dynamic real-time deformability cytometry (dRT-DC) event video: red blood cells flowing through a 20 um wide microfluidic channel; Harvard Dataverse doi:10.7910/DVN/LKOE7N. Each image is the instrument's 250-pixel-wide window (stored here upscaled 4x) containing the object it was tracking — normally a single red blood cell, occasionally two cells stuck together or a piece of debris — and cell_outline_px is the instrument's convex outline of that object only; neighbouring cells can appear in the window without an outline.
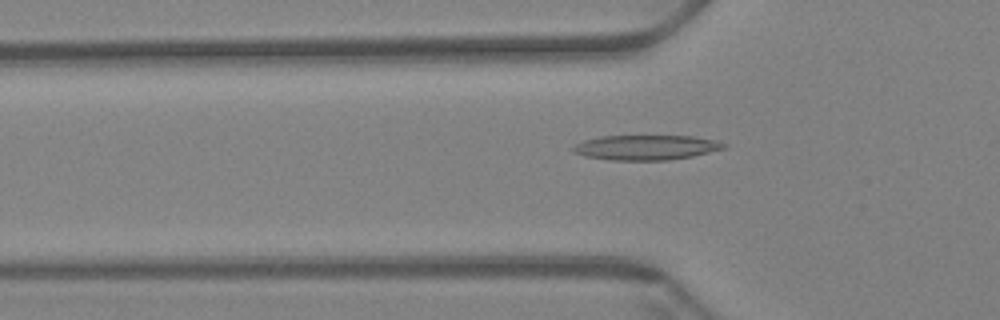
{"species": "Egyptian fruit bat (a non-hibernating species)", "species_latin": "Rousettus aegyptiacus", "temperature_condition": "warm", "stored_images_in_passage": 60, "camera_frame_rate_fps": 3000, "um_per_image_px": 0.085, "animal": {"sex": "female"}, "frame": {"image": 1, "passage_image": 20, "time_ms": 6.333, "image_size_px": [1000, 320], "cell_outline_px": [[728, 148], [692, 156], [668, 160], [608, 160], [584, 156], [572, 152], [572, 148], [576, 144], [584, 140], [600, 136], [692, 136], [716, 140], [728, 144]], "centroid_in_image_um": [54.93, 12.53], "position_along_channel_um": 70.9, "area_um2": 22.02}}
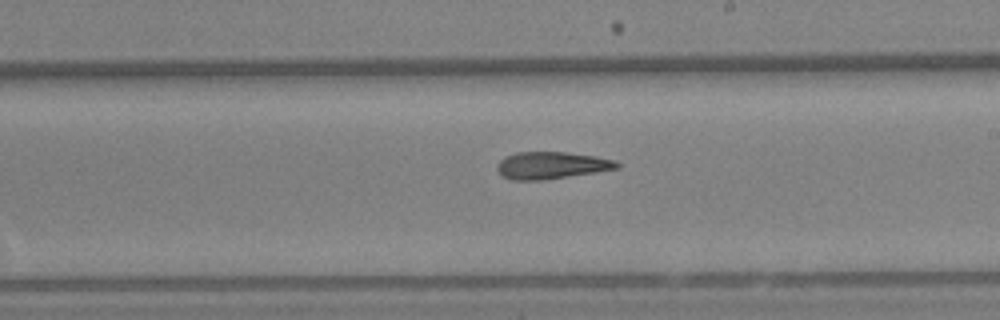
{"frame": {"image": 2, "passage_image": 35, "time_ms": 11.333, "image_size_px": [1000, 320], "cell_outline_px": [[620, 168], [540, 180], [512, 180], [500, 176], [496, 168], [496, 164], [504, 156], [516, 152], [564, 152], [596, 156], [616, 160], [620, 164]], "centroid_in_image_um": [46.82, 14.04], "position_along_channel_um": 242.2, "area_um2": 18.96}}
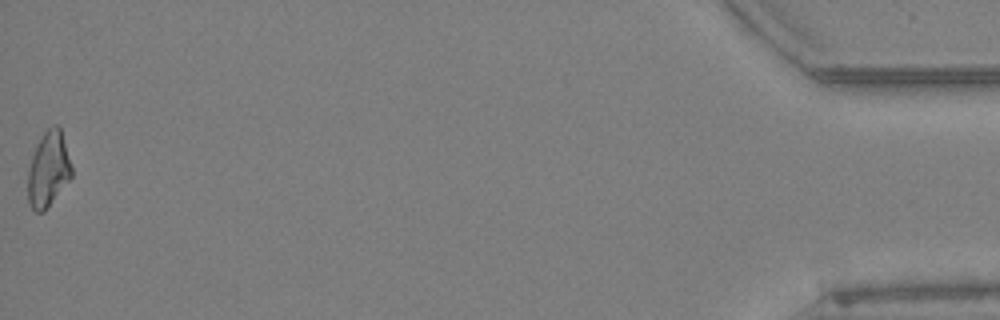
{"frame": {"image": 3, "passage_image": 60, "time_ms": 19.667, "image_size_px": [1000, 320], "cell_outline_px": [[72, 176], [44, 212], [36, 212], [28, 204], [28, 168], [36, 144], [44, 132], [52, 124], [56, 124], [60, 128], [72, 168]], "centroid_in_image_um": [4.09, 14.4], "position_along_channel_um": 431.1, "area_um2": 19.07}}